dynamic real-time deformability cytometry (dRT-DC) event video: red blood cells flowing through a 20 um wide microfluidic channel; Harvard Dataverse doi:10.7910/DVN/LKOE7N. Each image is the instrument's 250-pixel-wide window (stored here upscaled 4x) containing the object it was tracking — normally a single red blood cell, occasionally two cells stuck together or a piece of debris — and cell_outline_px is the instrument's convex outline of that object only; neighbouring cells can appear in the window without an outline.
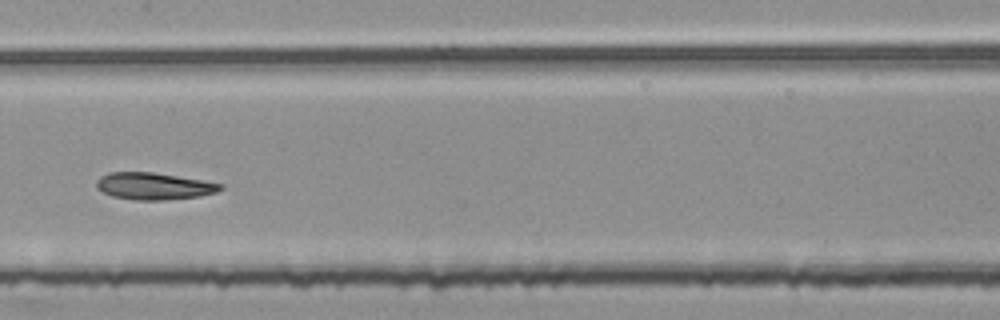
{"species": "common noctule bat (a hibernating species)", "species_latin": "Nyctalus noctula", "temperature_condition": "room temperature", "stored_images_in_passage": 38, "camera_frame_rate_fps": 3000, "um_per_image_px": 0.085, "animal": {"sex": "female", "body_mass_g": 25.1}, "frame": {"image": 1, "passage_image": 27, "time_ms": 8.667, "image_size_px": [1000, 320], "cell_outline_px": [[224, 188], [216, 192], [200, 196], [164, 200], [132, 200], [112, 196], [96, 188], [96, 180], [100, 176], [108, 172], [152, 172], [204, 180], [224, 184]], "centroid_in_image_um": [13.08, 15.82], "position_along_channel_um": 194.3, "area_um2": 19.65}}
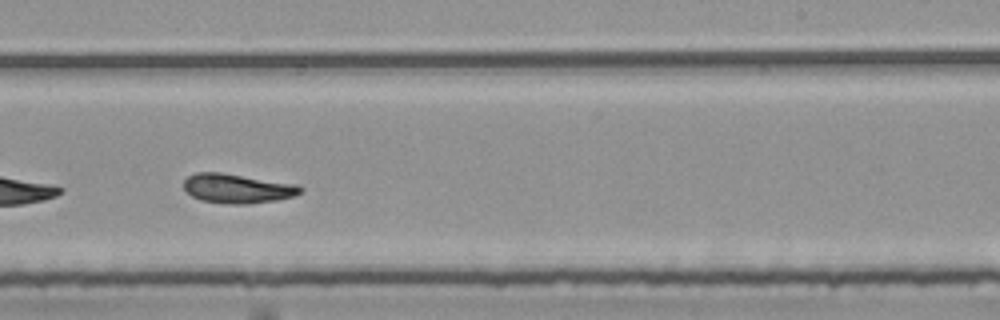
{"frame": {"image": 2, "passage_image": 33, "time_ms": 10.667, "image_size_px": [1000, 320], "cell_outline_px": [[304, 192], [292, 196], [276, 200], [248, 204], [228, 204], [200, 200], [192, 196], [184, 188], [184, 180], [188, 176], [196, 172], [220, 172], [296, 184], [304, 188]], "centroid_in_image_um": [20.18, 16.02], "position_along_channel_um": 268.8, "area_um2": 19.94}}